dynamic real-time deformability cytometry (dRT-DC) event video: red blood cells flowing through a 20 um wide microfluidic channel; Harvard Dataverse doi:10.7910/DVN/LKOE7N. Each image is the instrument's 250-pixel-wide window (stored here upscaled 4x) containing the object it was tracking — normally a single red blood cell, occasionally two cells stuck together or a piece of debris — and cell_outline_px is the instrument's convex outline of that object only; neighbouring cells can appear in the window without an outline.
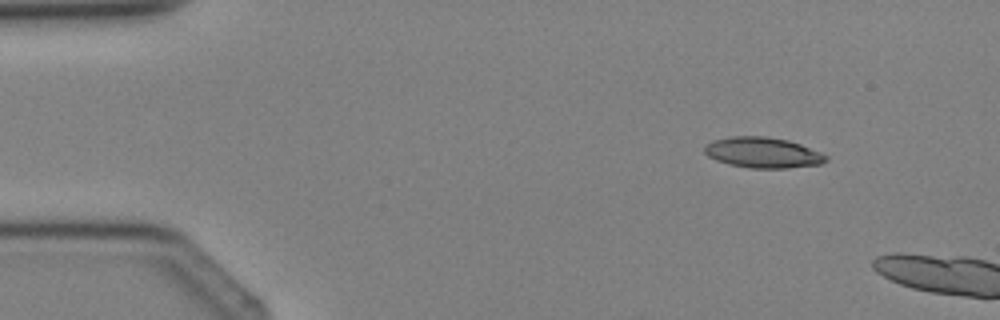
{"species": "Egyptian fruit bat (a non-hibernating species)", "species_latin": "Rousettus aegyptiacus", "temperature_condition": "cold", "stored_images_in_passage": 3, "camera_frame_rate_fps": 3000, "um_per_image_px": 0.085, "animal": {"sex": "female"}, "frame": {"image": 1, "passage_image": 1, "time_ms": 0.0, "image_size_px": [1000, 320], "cell_outline_px": [[828, 160], [820, 164], [788, 168], [748, 168], [728, 164], [716, 160], [708, 156], [704, 152], [704, 144], [712, 140], [732, 136], [764, 136], [788, 140], [800, 144], [820, 152], [828, 156]], "centroid_in_image_um": [64.81, 12.97], "position_along_channel_um": 20.2, "area_um2": 21.79}}